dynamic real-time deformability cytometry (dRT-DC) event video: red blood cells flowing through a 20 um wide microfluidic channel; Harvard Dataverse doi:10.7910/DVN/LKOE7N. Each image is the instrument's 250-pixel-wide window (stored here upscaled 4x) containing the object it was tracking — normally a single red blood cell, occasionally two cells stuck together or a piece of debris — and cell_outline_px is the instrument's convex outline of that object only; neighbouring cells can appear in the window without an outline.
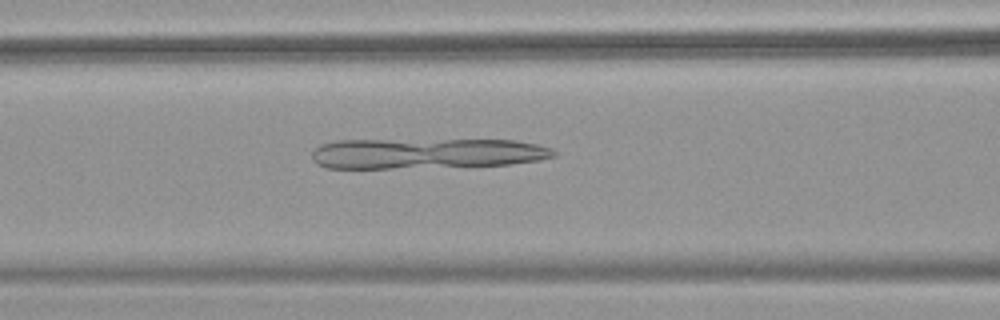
{"species": "common noctule bat (a hibernating species)", "species_latin": "Nyctalus noctula", "temperature_condition": "warm", "stored_images_in_passage": 46, "camera_frame_rate_fps": 3000, "um_per_image_px": 0.085, "animal": {"sex": "female", "body_mass_g": 18.4}, "frame": {"image": 1, "passage_image": 16, "time_ms": 5.0, "image_size_px": [1000, 320], "cell_outline_px": [[556, 156], [540, 160], [512, 164], [392, 168], [324, 168], [316, 164], [312, 160], [312, 152], [320, 144], [336, 140], [516, 140], [536, 144], [552, 148], [556, 152]], "centroid_in_image_um": [36.22, 13.04], "position_along_channel_um": 130.4, "area_um2": 43.0}}
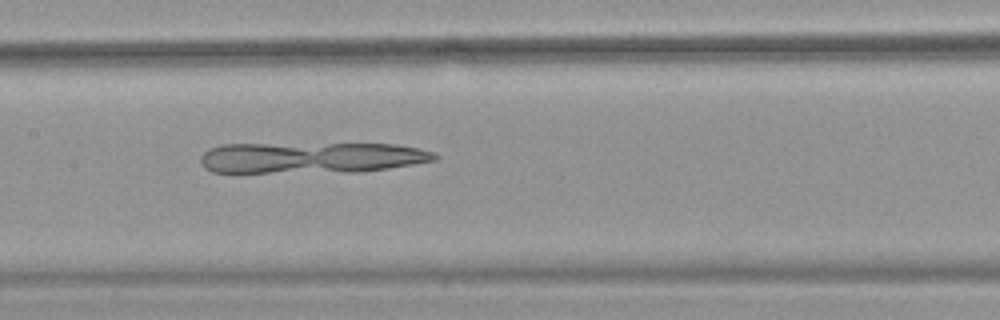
{"frame": {"image": 2, "passage_image": 20, "time_ms": 6.333, "image_size_px": [1000, 320], "cell_outline_px": [[440, 156], [436, 160], [388, 168], [356, 172], [212, 172], [204, 168], [200, 160], [200, 156], [208, 148], [224, 144], [396, 144], [420, 148], [436, 152]], "centroid_in_image_um": [26.47, 13.4], "position_along_channel_um": 180.9, "area_um2": 42.54}}
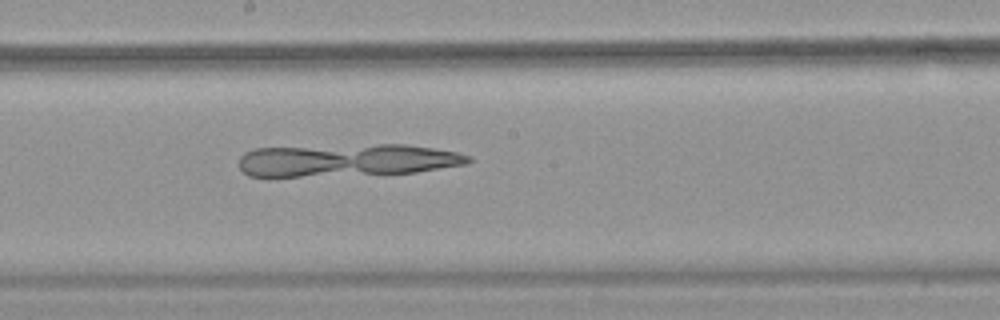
{"frame": {"image": 3, "passage_image": 23, "time_ms": 7.333, "image_size_px": [1000, 320], "cell_outline_px": [[472, 160], [468, 164], [416, 172], [300, 176], [248, 176], [240, 168], [240, 156], [244, 152], [252, 148], [376, 144], [404, 144], [432, 148], [456, 152], [472, 156]], "centroid_in_image_um": [29.49, 13.6], "position_along_channel_um": 218.7, "area_um2": 43.29}}